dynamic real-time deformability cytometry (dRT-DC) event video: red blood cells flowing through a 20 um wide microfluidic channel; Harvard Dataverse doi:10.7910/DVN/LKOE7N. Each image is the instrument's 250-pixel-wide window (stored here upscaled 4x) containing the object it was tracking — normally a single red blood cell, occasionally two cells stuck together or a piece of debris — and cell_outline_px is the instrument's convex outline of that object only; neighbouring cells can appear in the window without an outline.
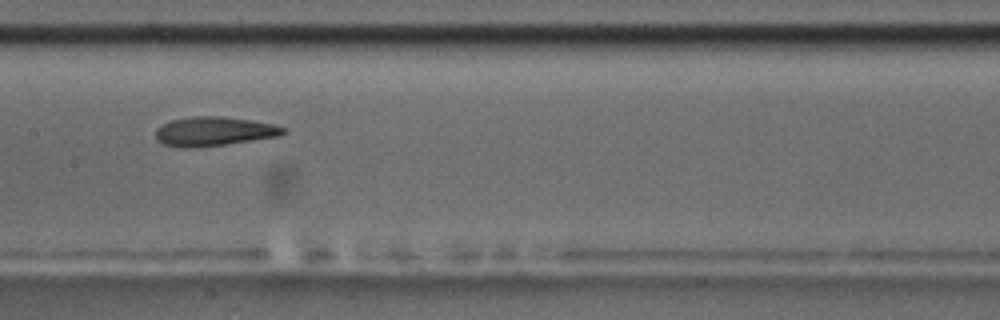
{"species": "common noctule bat (a hibernating species)", "species_latin": "Nyctalus noctula", "temperature_condition": "room temperature", "stored_images_in_passage": 8, "camera_frame_rate_fps": 3000, "um_per_image_px": 0.085, "animal": {"sex": "male", "body_mass_g": 17.5, "forearm_length_mm": 52.3}, "frame": {"image": 1, "passage_image": 7, "time_ms": 7.667, "image_size_px": [1000, 320], "cell_outline_px": [[288, 132], [280, 136], [196, 148], [184, 148], [164, 144], [156, 140], [156, 128], [160, 124], [168, 120], [196, 116], [220, 116], [248, 120], [272, 124], [288, 128]], "centroid_in_image_um": [18.16, 11.16], "position_along_channel_um": 189.2, "area_um2": 21.79}}